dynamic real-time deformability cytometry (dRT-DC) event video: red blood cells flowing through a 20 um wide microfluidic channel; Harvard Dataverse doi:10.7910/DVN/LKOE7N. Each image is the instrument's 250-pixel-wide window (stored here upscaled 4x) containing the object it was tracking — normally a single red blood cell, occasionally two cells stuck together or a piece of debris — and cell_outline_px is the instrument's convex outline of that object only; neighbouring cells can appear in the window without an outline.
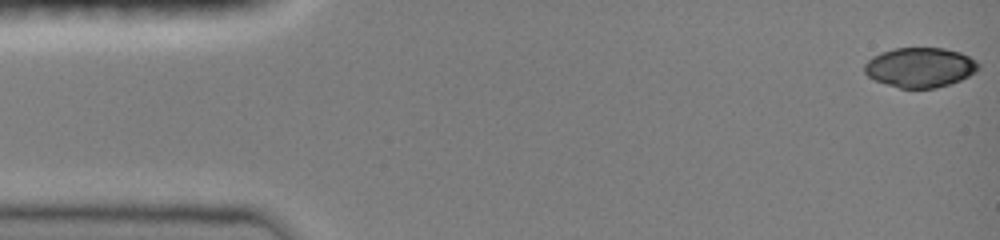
{"species": "common noctule bat (a hibernating species)", "species_latin": "Nyctalus noctula", "temperature_condition": "room temperature", "stored_images_in_passage": 48, "camera_frame_rate_fps": 3000, "um_per_image_px": 0.085, "animal": {"sex": "female", "body_mass_g": 19.0, "forearm_length_mm": 51.5}, "frame": {"image": 1, "passage_image": 1, "time_ms": 0.0, "image_size_px": [1000, 240], "cell_outline_px": [[980, 68], [976, 72], [960, 80], [936, 88], [900, 88], [876, 80], [868, 76], [864, 72], [864, 64], [872, 56], [880, 52], [896, 48], [944, 48], [960, 52], [976, 60], [980, 64]], "centroid_in_image_um": [78.21, 5.72], "position_along_channel_um": 6.8, "area_um2": 26.41}}
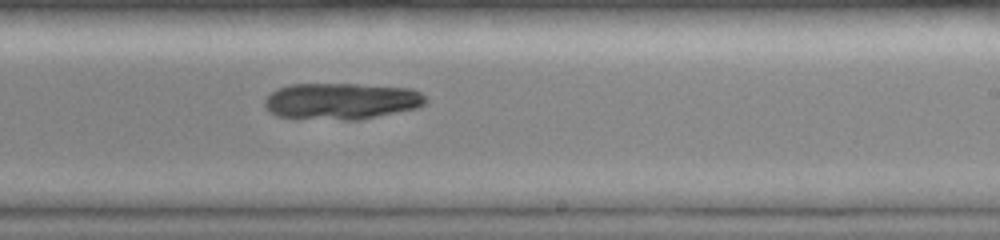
{"frame": {"image": 2, "passage_image": 41, "time_ms": 9.333, "image_size_px": [1000, 240], "cell_outline_px": [[428, 100], [424, 104], [416, 108], [360, 120], [344, 120], [276, 116], [268, 112], [264, 108], [264, 100], [272, 92], [280, 88], [292, 84], [356, 84], [412, 88], [420, 92]], "centroid_in_image_um": [29.02, 8.6], "position_along_channel_um": 260.0, "area_um2": 34.22}}
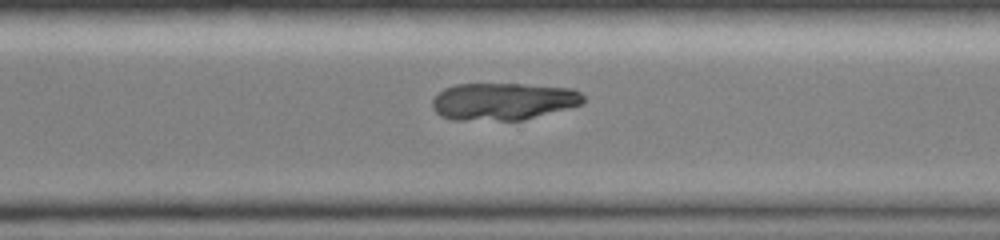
{"frame": {"image": 3, "passage_image": 48, "time_ms": 11.0, "image_size_px": [1000, 240], "cell_outline_px": [[584, 100], [580, 104], [524, 120], [452, 120], [440, 116], [432, 108], [432, 100], [444, 88], [456, 84], [520, 84], [572, 88], [580, 92], [584, 96]], "centroid_in_image_um": [42.73, 8.62], "position_along_channel_um": 327.9, "area_um2": 32.71}}